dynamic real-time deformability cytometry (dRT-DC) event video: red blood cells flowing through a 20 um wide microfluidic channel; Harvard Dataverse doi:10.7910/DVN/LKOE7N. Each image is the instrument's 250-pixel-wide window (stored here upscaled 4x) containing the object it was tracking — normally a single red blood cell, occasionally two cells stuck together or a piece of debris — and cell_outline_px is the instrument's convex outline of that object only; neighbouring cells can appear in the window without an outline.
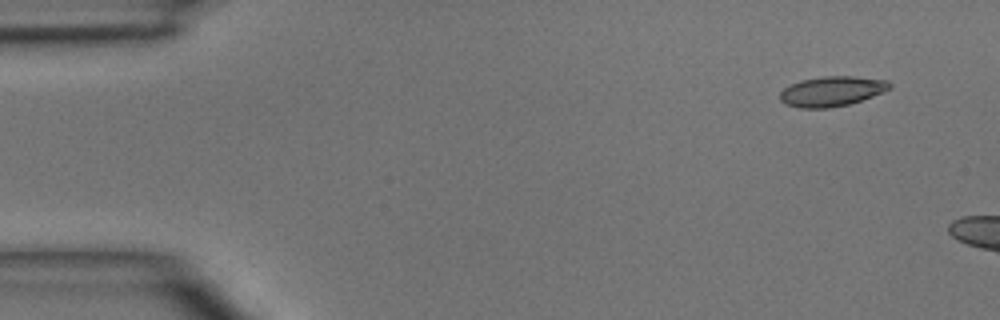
{"species": "common noctule bat (a hibernating species)", "species_latin": "Nyctalus noctula", "temperature_condition": "room temperature", "stored_images_in_passage": 4, "camera_frame_rate_fps": 3000, "um_per_image_px": 0.085, "animal": {"sex": "male", "body_mass_g": 15.6}, "frame": {"image": 1, "passage_image": 1, "time_ms": 0.0, "image_size_px": [1000, 320], "cell_outline_px": [[892, 88], [884, 92], [848, 104], [828, 108], [800, 108], [784, 104], [780, 100], [780, 92], [784, 88], [800, 80], [824, 76], [856, 76], [888, 80], [892, 84]], "centroid_in_image_um": [70.72, 7.75], "position_along_channel_um": 14.3, "area_um2": 19.25}}